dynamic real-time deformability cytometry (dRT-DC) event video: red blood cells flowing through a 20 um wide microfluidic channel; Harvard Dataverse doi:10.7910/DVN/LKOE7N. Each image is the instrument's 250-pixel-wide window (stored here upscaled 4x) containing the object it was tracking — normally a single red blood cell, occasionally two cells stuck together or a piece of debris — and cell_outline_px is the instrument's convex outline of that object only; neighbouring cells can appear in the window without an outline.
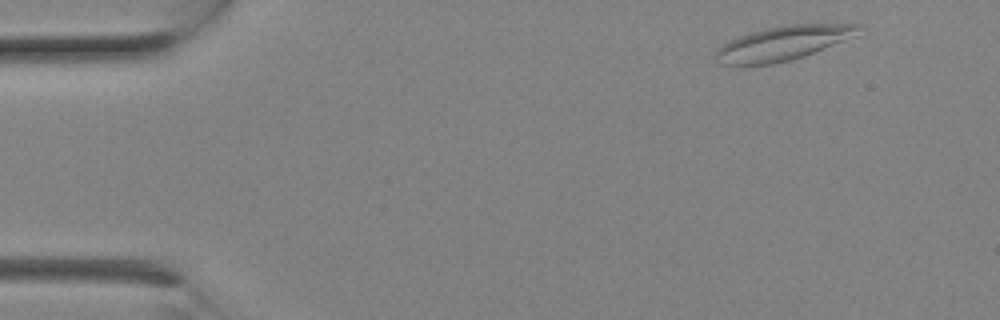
{"species": "Egyptian fruit bat (a non-hibernating species)", "species_latin": "Rousettus aegyptiacus", "temperature_condition": "room temperature", "stored_images_in_passage": 8, "camera_frame_rate_fps": 3000, "um_per_image_px": 0.085, "animal": {"sex": "female"}, "frame": {"image": 1, "passage_image": 1, "time_ms": 0.0, "image_size_px": [1000, 320], "cell_outline_px": [[864, 24], [856, 36], [804, 56], [792, 60], [772, 64], [720, 64], [712, 56], [716, 48], [728, 40], [752, 32], [784, 24]], "centroid_in_image_um": [66.55, 3.66], "position_along_channel_um": 18.5, "area_um2": 28.61}}
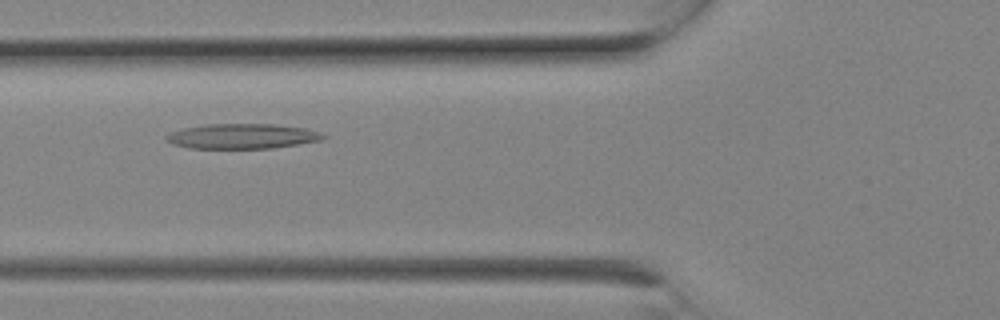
{"frame": {"image": 2, "passage_image": 7, "time_ms": 2.0, "image_size_px": [1000, 320], "cell_outline_px": [[328, 136], [320, 140], [272, 148], [188, 148], [172, 144], [164, 140], [164, 136], [172, 132], [184, 128], [208, 124], [276, 124], [304, 128]], "centroid_in_image_um": [20.53, 11.58], "position_along_channel_um": 105.3, "area_um2": 22.66}}
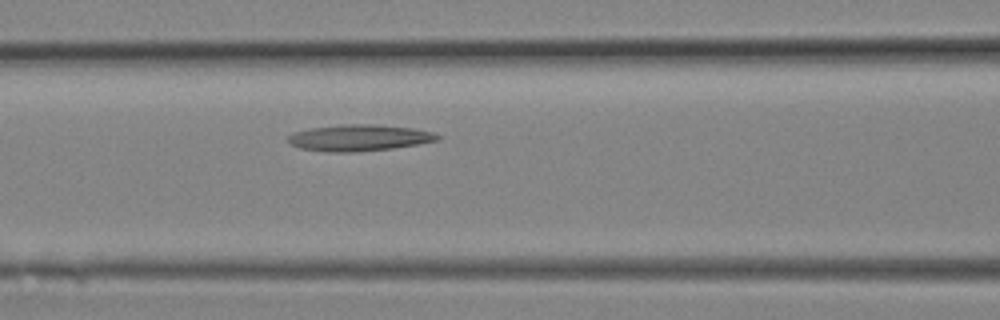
{"frame": {"image": 3, "passage_image": 8, "time_ms": 2.333, "image_size_px": [1000, 320], "cell_outline_px": [[440, 140], [392, 148], [356, 152], [324, 152], [300, 148], [292, 144], [288, 140], [288, 136], [292, 132], [308, 128], [344, 124], [372, 124], [412, 128], [432, 132], [440, 136]], "centroid_in_image_um": [30.48, 11.71], "position_along_channel_um": 136.1, "area_um2": 22.95}}